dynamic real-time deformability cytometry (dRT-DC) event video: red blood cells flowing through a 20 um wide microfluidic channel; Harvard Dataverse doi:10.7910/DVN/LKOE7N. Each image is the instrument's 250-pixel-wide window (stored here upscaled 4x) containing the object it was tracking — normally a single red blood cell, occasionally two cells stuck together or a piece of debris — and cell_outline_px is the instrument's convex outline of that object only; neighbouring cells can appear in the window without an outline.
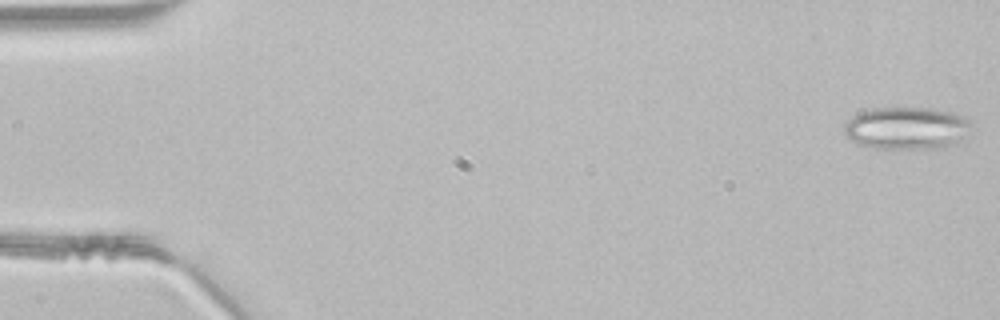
{"species": "common noctule bat (a hibernating species)", "species_latin": "Nyctalus noctula", "temperature_condition": "room temperature", "stored_images_in_passage": 44, "camera_frame_rate_fps": 3000, "um_per_image_px": 0.085, "animal": {"sex": "male", "body_mass_g": 21.5, "forearm_length_mm": 52.0}, "frame": {"image": 1, "passage_image": 1, "time_ms": 0.0, "image_size_px": [1000, 320], "cell_outline_px": [[972, 124], [968, 132], [956, 144], [944, 148], [872, 148], [856, 144], [848, 140], [844, 132], [844, 124], [852, 116], [860, 112], [872, 108], [932, 108], [952, 112], [964, 116]], "centroid_in_image_um": [77.04, 10.9], "position_along_channel_um": 8.0, "area_um2": 31.73}}
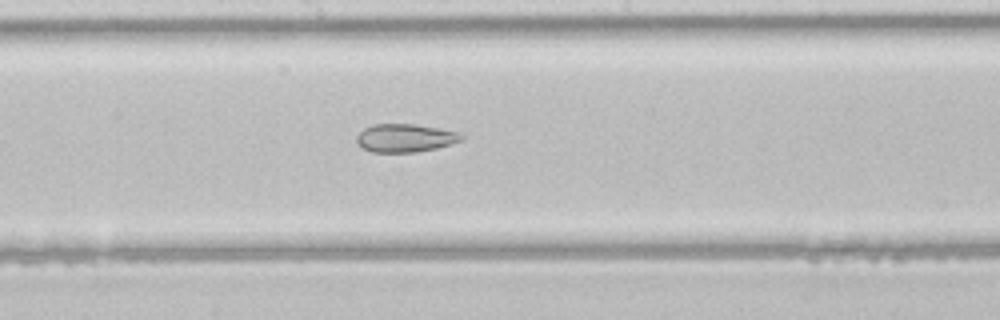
{"frame": {"image": 2, "passage_image": 25, "time_ms": 8.0, "image_size_px": [1000, 320], "cell_outline_px": [[464, 140], [452, 144], [436, 148], [416, 152], [372, 152], [364, 148], [356, 140], [356, 136], [364, 128], [372, 124], [416, 124], [460, 132], [464, 136]], "centroid_in_image_um": [34.48, 11.72], "position_along_channel_um": 213.7, "area_um2": 17.28}}
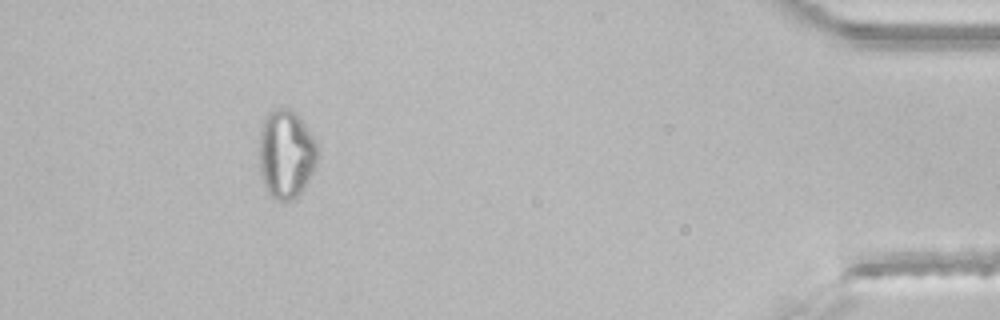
{"frame": {"image": 3, "passage_image": 43, "time_ms": 14.0, "image_size_px": [1000, 320], "cell_outline_px": [[316, 164], [304, 188], [296, 200], [280, 200], [272, 196], [264, 184], [260, 172], [260, 132], [264, 116], [268, 112], [276, 108], [288, 108], [296, 112], [312, 136], [316, 144]], "centroid_in_image_um": [24.3, 13.08], "position_along_channel_um": 410.9, "area_um2": 29.82}}